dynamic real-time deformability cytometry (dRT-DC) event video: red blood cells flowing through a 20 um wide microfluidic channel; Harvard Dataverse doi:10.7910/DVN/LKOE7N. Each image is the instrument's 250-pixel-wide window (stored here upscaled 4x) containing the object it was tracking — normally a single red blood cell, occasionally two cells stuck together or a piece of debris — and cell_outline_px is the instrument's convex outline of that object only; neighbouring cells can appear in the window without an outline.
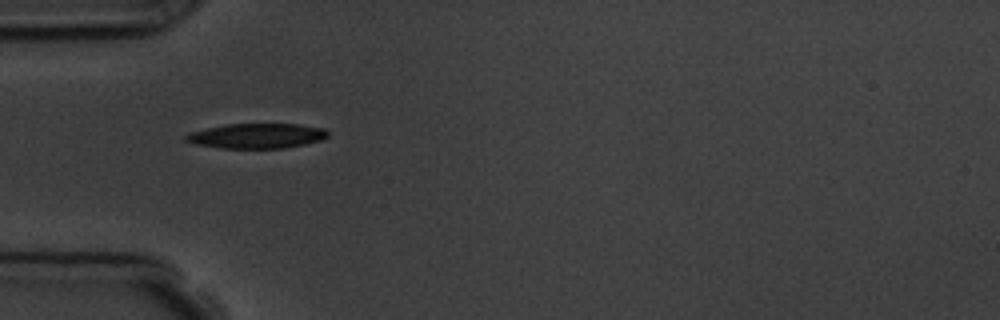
{"species": "common noctule bat (a hibernating species)", "species_latin": "Nyctalus noctula", "temperature_condition": "room temperature", "stored_images_in_passage": 3, "camera_frame_rate_fps": 3000, "um_per_image_px": 0.085, "animal": {"sex": "male", "body_mass_g": 19.5, "forearm_length_mm": 54.6}, "frame": {"image": 1, "passage_image": 2, "time_ms": 1.333, "image_size_px": [1000, 320], "cell_outline_px": [[328, 136], [320, 140], [304, 144], [284, 148], [220, 148], [196, 144], [184, 140], [184, 136], [188, 132], [204, 128], [228, 124], [296, 124], [324, 128], [328, 132]], "centroid_in_image_um": [21.78, 11.54], "position_along_channel_um": 63.2, "area_um2": 20.63}}